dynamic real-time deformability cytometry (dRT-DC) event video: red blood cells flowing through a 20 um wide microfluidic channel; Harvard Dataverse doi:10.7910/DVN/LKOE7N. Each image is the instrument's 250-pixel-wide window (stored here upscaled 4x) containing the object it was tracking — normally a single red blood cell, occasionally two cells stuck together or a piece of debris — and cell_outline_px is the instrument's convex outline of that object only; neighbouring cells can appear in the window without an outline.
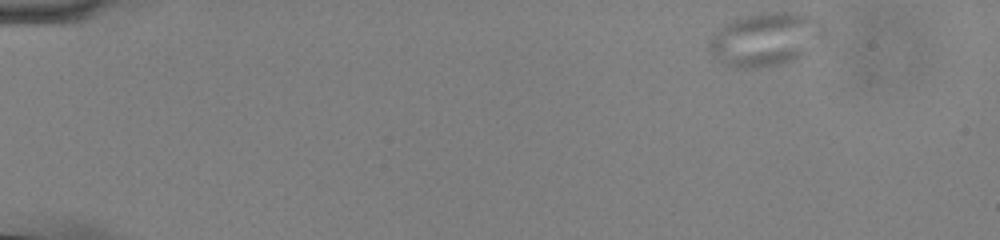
{"species": "common noctule bat (a hibernating species)", "species_latin": "Nyctalus noctula", "temperature_condition": "cold", "stored_images_in_passage": 51, "camera_frame_rate_fps": 3000, "um_per_image_px": 0.085, "animal": {"sex": "male", "body_mass_g": 13.0, "forearm_length_mm": 53.1}, "frame": {"image": 1, "passage_image": 1, "time_ms": 0.0, "image_size_px": [1000, 240], "cell_outline_px": [[828, 32], [820, 40], [800, 56], [792, 60], [780, 64], [756, 68], [736, 68], [724, 64], [708, 48], [708, 44], [712, 36], [724, 24], [732, 20], [748, 16], [768, 12], [792, 12], [808, 16], [820, 20], [828, 28]], "centroid_in_image_um": [65.1, 3.33], "position_along_channel_um": 19.9, "area_um2": 35.43}}
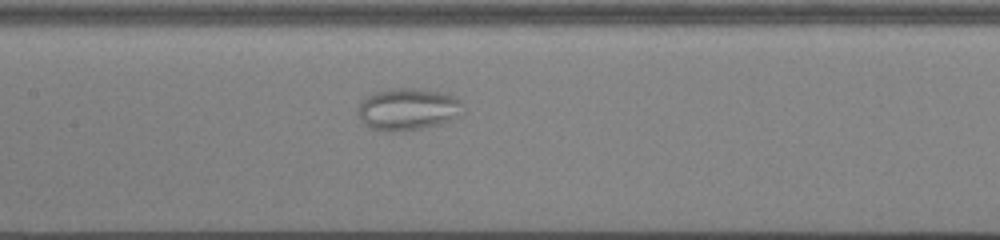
{"frame": {"image": 2, "passage_image": 23, "time_ms": 7.333, "image_size_px": [1000, 240], "cell_outline_px": [[460, 116], [440, 124], [424, 128], [392, 132], [388, 132], [368, 128], [360, 120], [360, 104], [372, 92], [392, 88], [416, 88], [444, 92], [456, 96], [460, 100]], "centroid_in_image_um": [34.67, 9.28], "position_along_channel_um": 172.7, "area_um2": 25.78}}
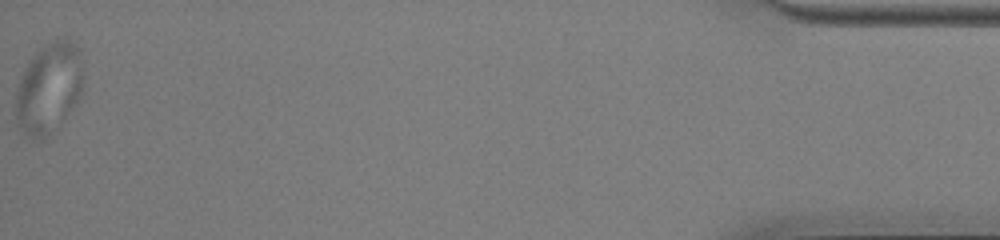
{"frame": {"image": 3, "passage_image": 51, "time_ms": 16.667, "image_size_px": [1000, 240], "cell_outline_px": [[84, 84], [80, 96], [64, 116], [44, 140], [28, 140], [16, 124], [16, 96], [20, 80], [24, 68], [40, 48], [64, 36], [68, 36], [80, 48], [84, 76]], "centroid_in_image_um": [4.17, 7.47], "position_along_channel_um": 431.0, "area_um2": 35.84}}